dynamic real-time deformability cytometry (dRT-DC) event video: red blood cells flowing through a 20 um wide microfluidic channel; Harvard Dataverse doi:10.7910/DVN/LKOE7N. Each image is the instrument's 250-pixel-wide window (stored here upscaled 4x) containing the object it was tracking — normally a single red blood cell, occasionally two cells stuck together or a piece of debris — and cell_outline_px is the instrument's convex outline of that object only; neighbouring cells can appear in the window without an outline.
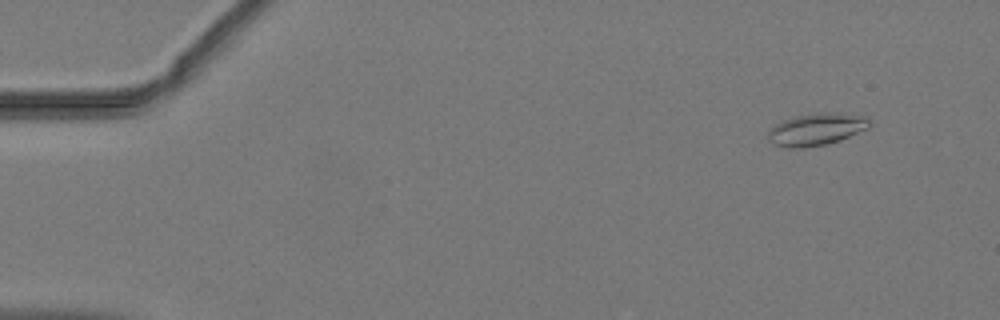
{"species": "common noctule bat (a hibernating species)", "species_latin": "Nyctalus noctula", "temperature_condition": "warm", "stored_images_in_passage": 50, "camera_frame_rate_fps": 3000, "um_per_image_px": 0.085, "animal": {"sex": "male", "body_mass_g": 19.2, "forearm_length_mm": 51.8}, "frame": {"image": 1, "passage_image": 5, "time_ms": 1.333, "image_size_px": [1000, 320], "cell_outline_px": [[872, 124], [868, 128], [840, 140], [824, 144], [804, 148], [788, 148], [776, 144], [768, 140], [768, 132], [776, 124], [792, 116], [824, 112], [836, 112], [868, 116], [872, 120]], "centroid_in_image_um": [69.45, 10.97], "position_along_channel_um": 15.6, "area_um2": 19.13}}
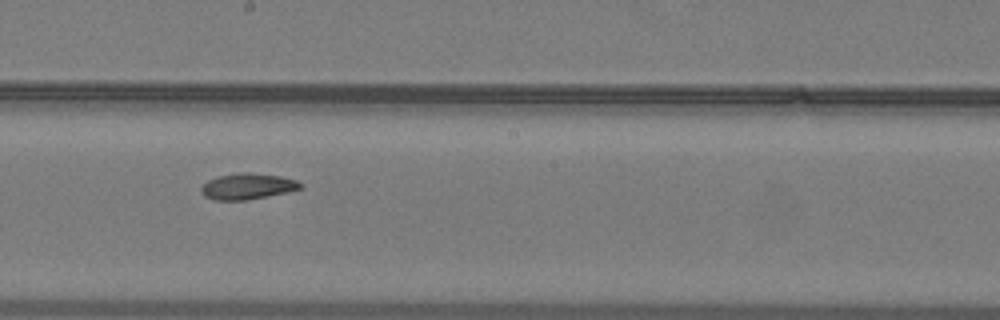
{"frame": {"image": 2, "passage_image": 30, "time_ms": 9.667, "image_size_px": [1000, 320], "cell_outline_px": [[304, 184], [300, 188], [288, 192], [244, 200], [216, 200], [204, 196], [200, 192], [200, 188], [208, 180], [216, 176], [240, 172], [252, 172], [280, 176], [296, 180]], "centroid_in_image_um": [21.02, 15.82], "position_along_channel_um": 227.2, "area_um2": 15.09}}
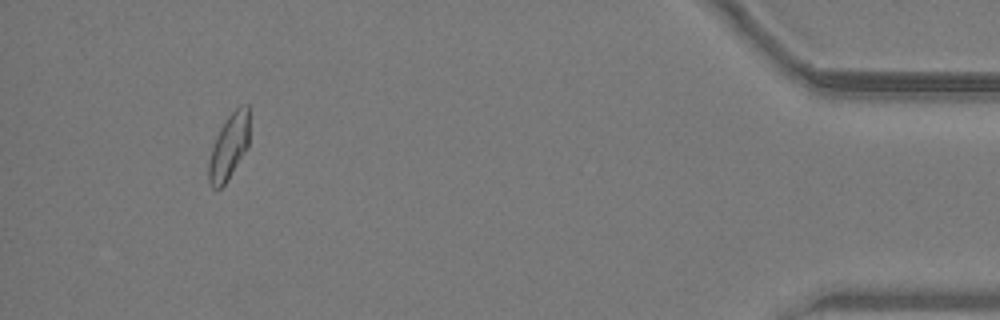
{"frame": {"image": 3, "passage_image": 49, "time_ms": 16.0, "image_size_px": [1000, 320], "cell_outline_px": [[248, 148], [228, 180], [220, 188], [212, 188], [208, 180], [208, 164], [212, 148], [216, 136], [224, 120], [240, 104], [248, 104]], "centroid_in_image_um": [19.45, 12.48], "position_along_channel_um": 415.7, "area_um2": 15.55}}